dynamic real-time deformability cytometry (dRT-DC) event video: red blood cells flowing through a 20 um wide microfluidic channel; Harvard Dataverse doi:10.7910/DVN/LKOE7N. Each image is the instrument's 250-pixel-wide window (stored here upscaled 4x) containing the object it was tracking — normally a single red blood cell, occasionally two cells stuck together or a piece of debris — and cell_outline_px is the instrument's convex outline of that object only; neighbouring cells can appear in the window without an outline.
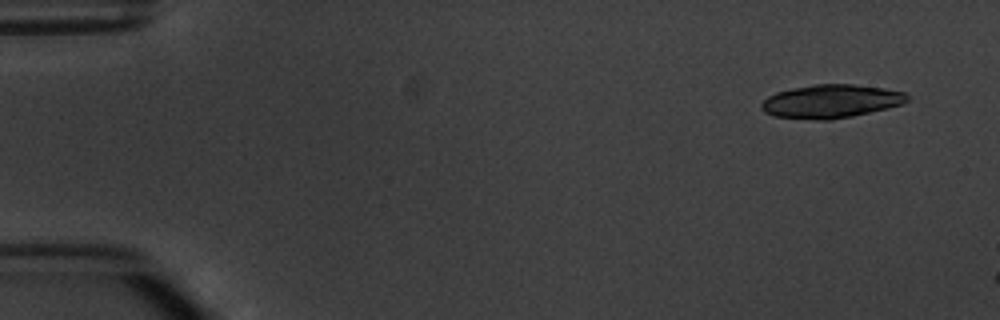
{"species": "common noctule bat (a hibernating species)", "species_latin": "Nyctalus noctula", "temperature_condition": "warm", "stored_images_in_passage": 3, "camera_frame_rate_fps": 3000, "um_per_image_px": 0.085, "animal": {"sex": "male", "body_mass_g": 20.1, "forearm_length_mm": 53.5}, "frame": {"image": 1, "passage_image": 1, "time_ms": 0.0, "image_size_px": [1000, 320], "cell_outline_px": [[908, 100], [904, 104], [888, 108], [852, 116], [832, 120], [816, 120], [776, 116], [764, 112], [760, 108], [760, 104], [768, 96], [776, 92], [792, 88], [816, 84], [852, 84], [884, 88], [904, 92], [908, 96]], "centroid_in_image_um": [70.63, 8.61], "position_along_channel_um": 14.4, "area_um2": 28.44}}